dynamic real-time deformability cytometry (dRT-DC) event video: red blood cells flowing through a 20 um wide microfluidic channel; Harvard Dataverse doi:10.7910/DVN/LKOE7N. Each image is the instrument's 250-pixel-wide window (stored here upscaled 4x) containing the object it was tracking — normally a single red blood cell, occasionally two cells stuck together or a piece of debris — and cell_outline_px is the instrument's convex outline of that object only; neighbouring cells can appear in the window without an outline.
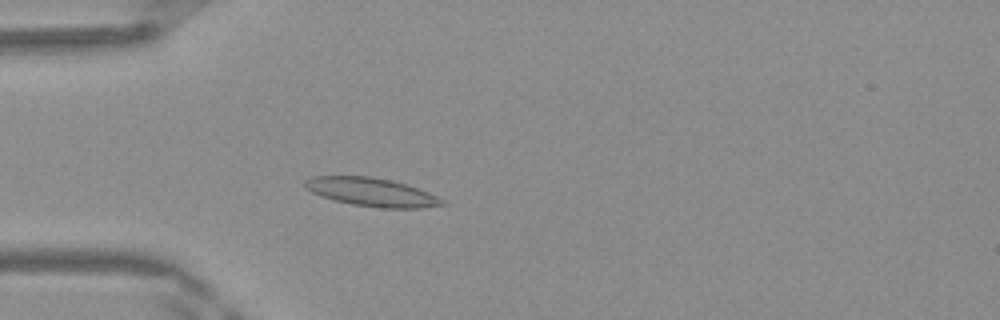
{"species": "Egyptian fruit bat (a non-hibernating species)", "species_latin": "Rousettus aegyptiacus", "temperature_condition": "warm", "stored_images_in_passage": 46, "camera_frame_rate_fps": 3000, "um_per_image_px": 0.085, "frame": {"image": 1, "passage_image": 14, "time_ms": 4.333, "image_size_px": [1000, 320], "cell_outline_px": [[428, 204], [364, 204], [344, 200], [328, 196], [332, 192], [360, 180], [380, 180], [412, 188], [420, 192]], "centroid_in_image_um": [32.2, 16.44], "position_along_channel_um": 52.8, "area_um2": 12.2}}
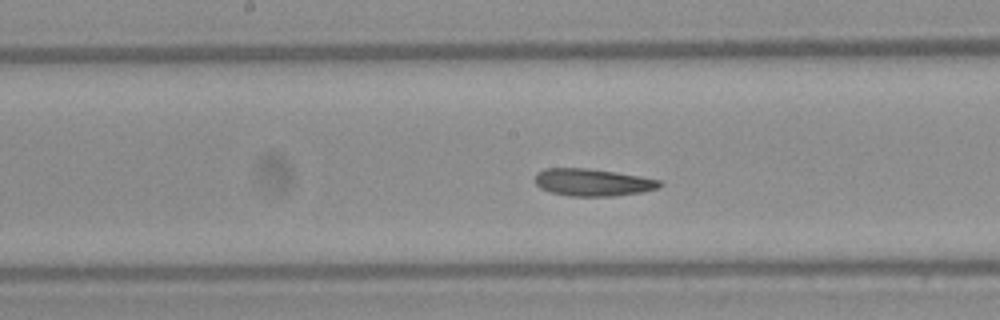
{"frame": {"image": 2, "passage_image": 25, "time_ms": 8.0, "image_size_px": [1000, 320], "cell_outline_px": [[656, 184], [652, 188], [628, 192], [560, 192], [548, 188], [540, 184], [536, 180], [544, 172], [604, 172], [652, 180]], "centroid_in_image_um": [50.4, 15.49], "position_along_channel_um": 197.8, "area_um2": 14.1}}
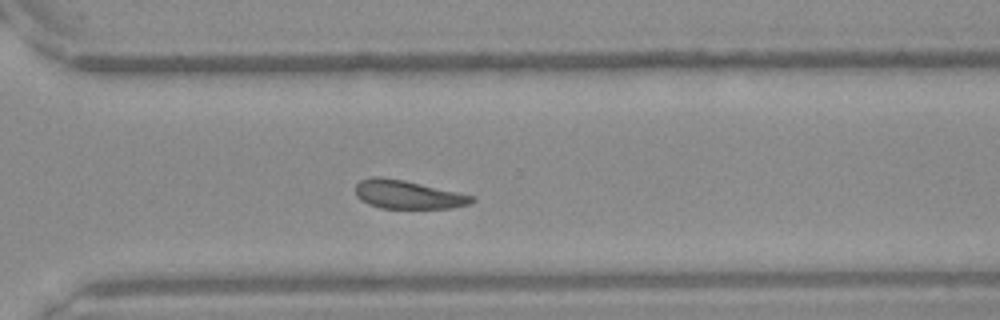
{"frame": {"image": 3, "passage_image": 35, "time_ms": 11.333, "image_size_px": [1000, 320], "cell_outline_px": [[472, 200], [460, 204], [436, 208], [388, 208], [376, 204], [360, 196], [360, 184], [364, 180], [396, 180], [468, 196]], "centroid_in_image_um": [34.68, 16.59], "position_along_channel_um": 335.9, "area_um2": 15.95}}